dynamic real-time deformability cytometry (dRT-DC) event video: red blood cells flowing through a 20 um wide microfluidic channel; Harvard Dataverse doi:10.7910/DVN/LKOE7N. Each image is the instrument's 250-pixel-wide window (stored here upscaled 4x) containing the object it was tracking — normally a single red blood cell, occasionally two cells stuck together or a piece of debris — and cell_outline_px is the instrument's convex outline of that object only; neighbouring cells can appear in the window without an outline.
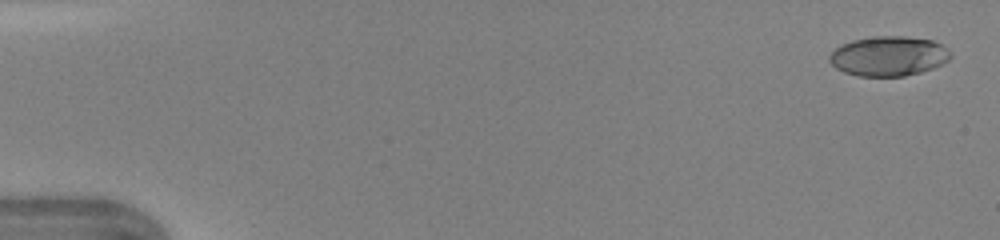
{"species": "human", "species_latin": "Homo sapiens", "temperature_condition": "warm", "stored_images_in_passage": 47, "camera_frame_rate_fps": 3000, "um_per_image_px": 0.085, "donor": {"sex": "female"}, "frame": {"image": 1, "passage_image": 2, "time_ms": 0.333, "image_size_px": [1000, 240], "cell_outline_px": [[952, 56], [948, 60], [932, 68], [920, 72], [904, 76], [856, 76], [844, 72], [836, 68], [828, 60], [828, 56], [840, 44], [852, 40], [872, 36], [904, 36], [932, 40], [940, 44]], "centroid_in_image_um": [75.47, 4.76], "position_along_channel_um": 9.5, "area_um2": 27.98}}
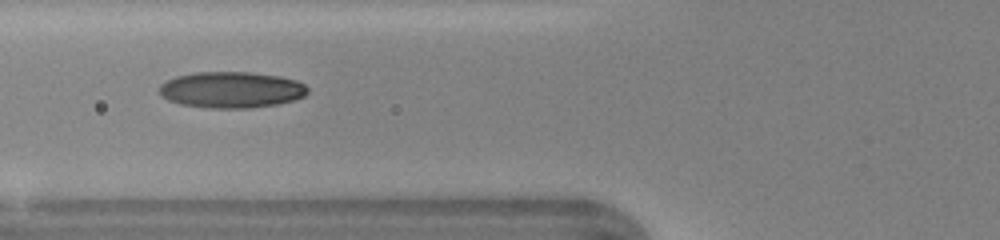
{"frame": {"image": 2, "passage_image": 19, "time_ms": 6.0, "image_size_px": [1000, 240], "cell_outline_px": [[308, 92], [304, 96], [292, 100], [276, 104], [248, 108], [212, 108], [180, 104], [168, 100], [160, 96], [160, 84], [176, 76], [196, 72], [248, 72], [280, 76], [296, 80], [304, 84], [308, 88]], "centroid_in_image_um": [19.66, 7.63], "position_along_channel_um": 106.1, "area_um2": 31.21}}
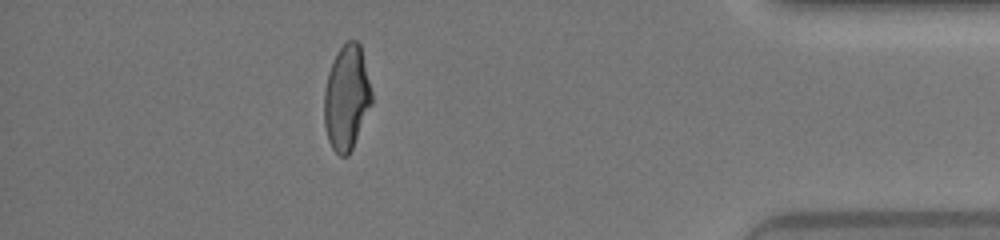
{"frame": {"image": 3, "passage_image": 42, "time_ms": 13.667, "image_size_px": [1000, 240], "cell_outline_px": [[372, 104], [352, 148], [348, 156], [340, 156], [332, 148], [328, 140], [324, 124], [324, 92], [328, 72], [332, 60], [336, 52], [348, 40], [356, 40], [360, 44], [372, 92]], "centroid_in_image_um": [29.45, 8.29], "position_along_channel_um": 405.7, "area_um2": 29.07}, "authors_computed_cell_mechanics": {"area_um2": 29.478, "velocity_mm_per_s": 4.4011, "shape_relaxation_time_tau1_ms": 4.0931, "shape_relaxation_time_tau2_ms": 1.116, "deformation_change_tau1": 0.1941, "deformation_change_tau2": 0.0604}}